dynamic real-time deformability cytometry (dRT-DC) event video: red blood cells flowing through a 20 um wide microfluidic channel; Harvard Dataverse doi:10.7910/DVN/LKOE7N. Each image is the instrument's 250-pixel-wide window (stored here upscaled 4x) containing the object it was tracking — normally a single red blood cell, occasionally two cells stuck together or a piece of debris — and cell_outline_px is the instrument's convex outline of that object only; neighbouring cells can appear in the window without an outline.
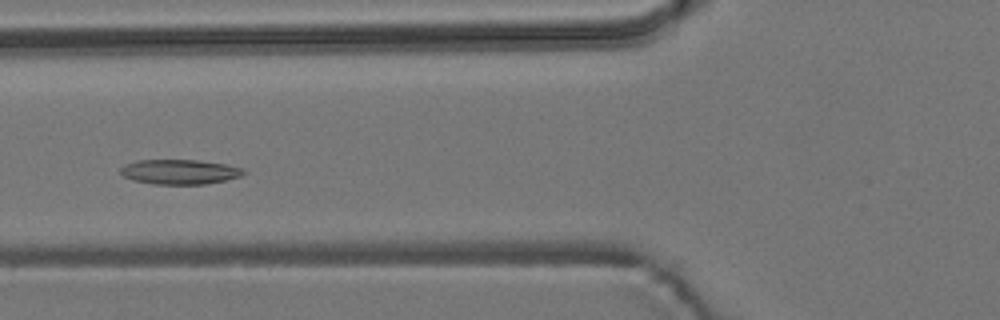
{"species": "common noctule bat (a hibernating species)", "species_latin": "Nyctalus noctula", "temperature_condition": "room temperature", "stored_images_in_passage": 7, "camera_frame_rate_fps": 3000, "um_per_image_px": 0.085, "animal": {"sex": "male", "body_mass_g": 19.2, "forearm_length_mm": 51.8}, "frame": {"image": 1, "passage_image": 5, "time_ms": 1.333, "image_size_px": [1000, 320], "cell_outline_px": [[248, 172], [240, 176], [224, 180], [204, 184], [152, 184], [132, 180], [124, 176], [120, 172], [120, 168], [124, 164], [136, 160], [196, 160], [228, 164], [244, 168]], "centroid_in_image_um": [15.27, 14.6], "position_along_channel_um": 110.5, "area_um2": 17.92}}
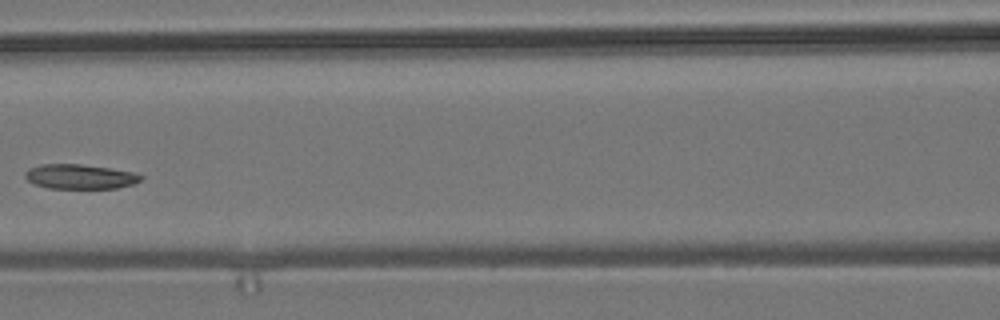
{"frame": {"image": 2, "passage_image": 6, "time_ms": 1.667, "image_size_px": [1000, 320], "cell_outline_px": [[144, 176], [140, 180], [132, 184], [116, 188], [48, 188], [32, 184], [24, 176], [24, 172], [28, 168], [40, 164], [80, 164], [108, 168], [132, 172]], "centroid_in_image_um": [6.73, 15.01], "position_along_channel_um": 159.9, "area_um2": 16.59}}
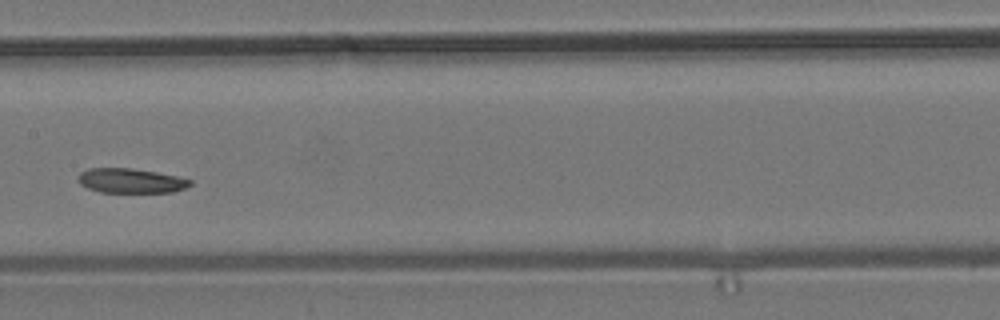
{"frame": {"image": 3, "passage_image": 7, "time_ms": 2.0, "image_size_px": [1000, 320], "cell_outline_px": [[192, 184], [184, 188], [172, 192], [100, 192], [88, 188], [80, 184], [76, 180], [76, 176], [80, 172], [88, 168], [132, 168], [156, 172], [176, 176], [192, 180]], "centroid_in_image_um": [11.06, 15.35], "position_along_channel_um": 196.3, "area_um2": 16.13}}